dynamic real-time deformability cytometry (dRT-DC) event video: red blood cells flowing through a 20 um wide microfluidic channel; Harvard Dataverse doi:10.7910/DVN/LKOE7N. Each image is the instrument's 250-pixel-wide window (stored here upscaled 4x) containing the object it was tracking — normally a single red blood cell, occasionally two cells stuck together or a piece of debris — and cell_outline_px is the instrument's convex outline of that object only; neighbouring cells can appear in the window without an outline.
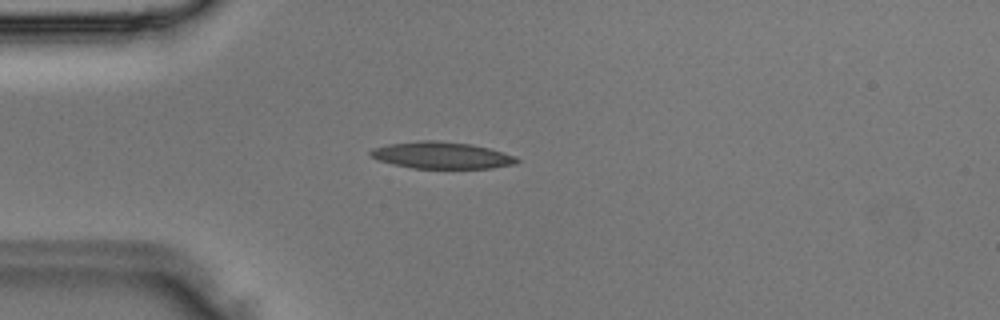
{"species": "Egyptian fruit bat (a non-hibernating species)", "species_latin": "Rousettus aegyptiacus", "temperature_condition": "room temperature", "stored_images_in_passage": 2, "camera_frame_rate_fps": 3000, "um_per_image_px": 0.085, "animal": {"sex": "male"}, "frame": {"image": 1, "passage_image": 2, "time_ms": 0.333, "image_size_px": [1000, 320], "cell_outline_px": [[520, 160], [516, 164], [492, 168], [412, 168], [392, 164], [380, 160], [372, 156], [368, 152], [372, 148], [388, 144], [420, 140], [436, 140], [472, 144], [488, 148], [516, 156]], "centroid_in_image_um": [37.55, 13.19], "position_along_channel_um": 47.5, "area_um2": 22.83}}